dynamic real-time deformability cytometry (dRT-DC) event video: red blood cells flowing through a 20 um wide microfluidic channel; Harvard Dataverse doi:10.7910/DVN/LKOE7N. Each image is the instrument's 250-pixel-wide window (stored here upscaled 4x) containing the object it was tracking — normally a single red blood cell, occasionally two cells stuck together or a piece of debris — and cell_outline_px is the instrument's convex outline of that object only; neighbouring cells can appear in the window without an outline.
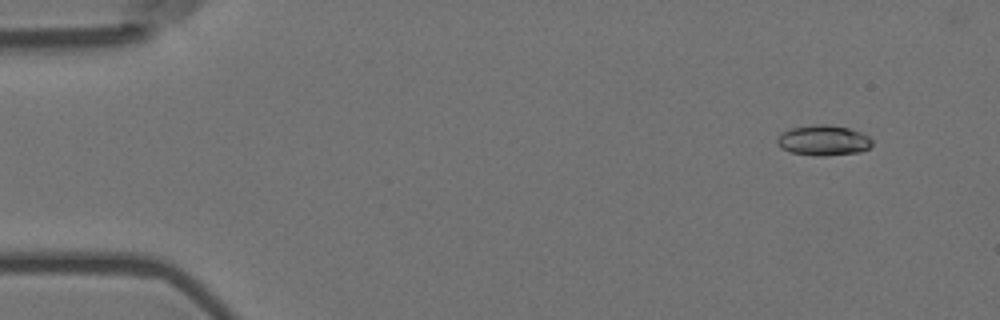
{"species": "Egyptian fruit bat (a non-hibernating species)", "species_latin": "Rousettus aegyptiacus", "temperature_condition": "room temperature", "stored_images_in_passage": 5, "camera_frame_rate_fps": 3000, "um_per_image_px": 0.085, "animal": {"sex": "female"}, "frame": {"image": 1, "passage_image": 1, "time_ms": 0.0, "image_size_px": [1000, 320], "cell_outline_px": [[872, 144], [868, 148], [860, 152], [824, 156], [812, 156], [792, 152], [780, 148], [776, 140], [780, 132], [792, 128], [812, 124], [828, 124], [848, 128], [860, 132], [868, 136], [872, 140]], "centroid_in_image_um": [69.96, 11.93], "position_along_channel_um": 15.0, "area_um2": 16.94}}
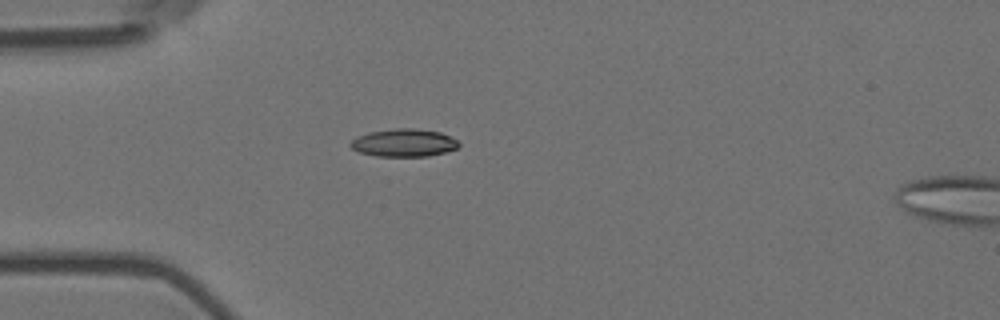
{"frame": {"image": 2, "passage_image": 4, "time_ms": 1.0, "image_size_px": [1000, 320], "cell_outline_px": [[460, 144], [456, 148], [444, 152], [428, 156], [376, 156], [360, 152], [352, 148], [348, 144], [356, 136], [368, 132], [396, 128], [412, 128], [440, 132], [456, 140]], "centroid_in_image_um": [34.28, 12.13], "position_along_channel_um": 50.7, "area_um2": 17.4}}